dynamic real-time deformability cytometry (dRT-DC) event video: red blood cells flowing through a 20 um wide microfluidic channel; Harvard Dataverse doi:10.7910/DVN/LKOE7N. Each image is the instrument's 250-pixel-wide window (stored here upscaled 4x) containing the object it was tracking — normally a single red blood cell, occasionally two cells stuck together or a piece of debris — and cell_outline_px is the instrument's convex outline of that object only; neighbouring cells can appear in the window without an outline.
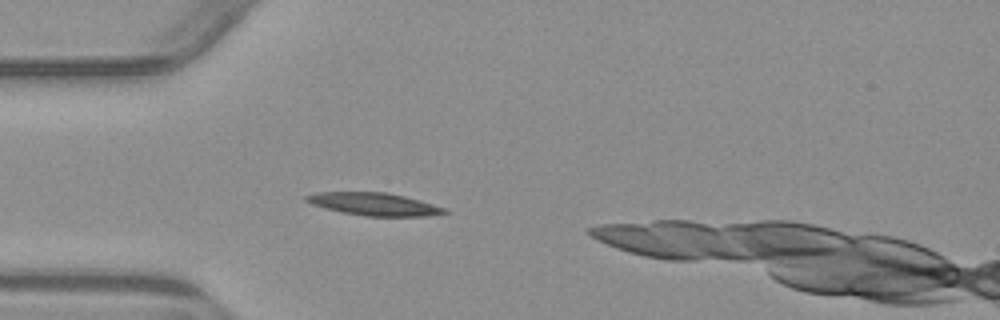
{"species": "common noctule bat (a hibernating species)", "species_latin": "Nyctalus noctula", "temperature_condition": "warm", "stored_images_in_passage": 1, "camera_frame_rate_fps": 3000, "um_per_image_px": 0.085, "animal": {"sex": "male", "body_mass_g": 23.1, "forearm_length_mm": 52.7}, "frame": {"image": 1, "passage_image": 1, "time_ms": 0.0, "image_size_px": [1000, 320], "cell_outline_px": [[448, 212], [428, 216], [364, 216], [340, 212], [312, 204], [304, 200], [304, 196], [316, 192], [388, 192], [404, 196], [448, 208]], "centroid_in_image_um": [31.79, 17.35], "position_along_channel_um": 53.2, "area_um2": 18.32}}